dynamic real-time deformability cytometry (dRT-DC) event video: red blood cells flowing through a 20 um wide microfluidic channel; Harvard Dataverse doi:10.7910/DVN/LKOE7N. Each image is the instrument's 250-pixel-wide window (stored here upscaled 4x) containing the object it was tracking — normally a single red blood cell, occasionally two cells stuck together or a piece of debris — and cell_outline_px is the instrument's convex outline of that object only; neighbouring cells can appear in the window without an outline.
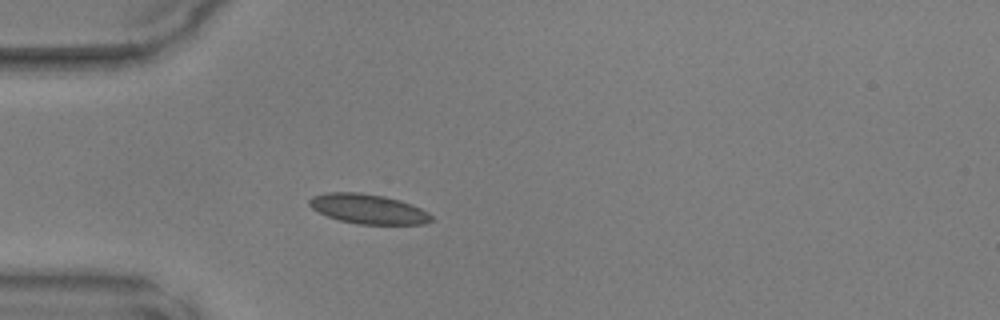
{"species": "common noctule bat (a hibernating species)", "species_latin": "Nyctalus noctula", "temperature_condition": "warm", "stored_images_in_passage": 45, "camera_frame_rate_fps": 3000, "um_per_image_px": 0.085, "animal": {"sex": "male", "body_mass_g": 17.9, "forearm_length_mm": 54.2}, "frame": {"image": 1, "passage_image": 11, "time_ms": 3.333, "image_size_px": [1000, 320], "cell_outline_px": [[432, 220], [424, 224], [356, 224], [340, 220], [328, 216], [312, 208], [308, 204], [308, 200], [312, 196], [328, 192], [360, 192], [384, 196], [400, 200], [412, 204], [428, 212], [432, 216]], "centroid_in_image_um": [31.29, 17.75], "position_along_channel_um": 53.7, "area_um2": 21.1}}
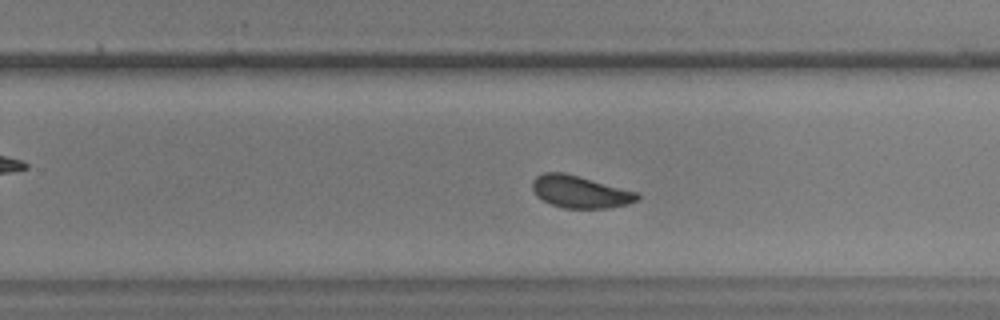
{"frame": {"image": 2, "passage_image": 28, "time_ms": 9.0, "image_size_px": [1000, 320], "cell_outline_px": [[640, 200], [628, 204], [608, 208], [564, 208], [552, 204], [536, 196], [532, 188], [532, 180], [536, 176], [544, 172], [564, 172], [636, 192], [640, 196]], "centroid_in_image_um": [49.29, 16.3], "position_along_channel_um": 280.5, "area_um2": 19.59}}
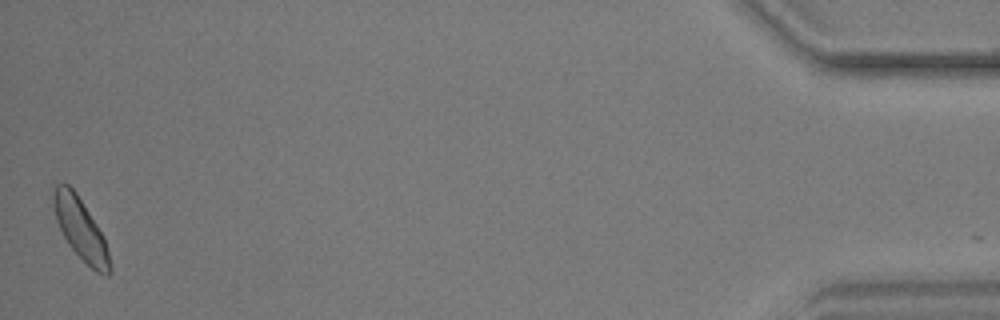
{"frame": {"image": 3, "passage_image": 45, "time_ms": 14.667, "image_size_px": [1000, 320], "cell_outline_px": [[112, 272], [108, 276], [104, 276], [96, 272], [68, 244], [56, 220], [52, 200], [52, 192], [56, 184], [68, 184], [76, 192], [104, 236], [112, 268]], "centroid_in_image_um": [6.86, 19.47], "position_along_channel_um": 428.3, "area_um2": 20.0}}